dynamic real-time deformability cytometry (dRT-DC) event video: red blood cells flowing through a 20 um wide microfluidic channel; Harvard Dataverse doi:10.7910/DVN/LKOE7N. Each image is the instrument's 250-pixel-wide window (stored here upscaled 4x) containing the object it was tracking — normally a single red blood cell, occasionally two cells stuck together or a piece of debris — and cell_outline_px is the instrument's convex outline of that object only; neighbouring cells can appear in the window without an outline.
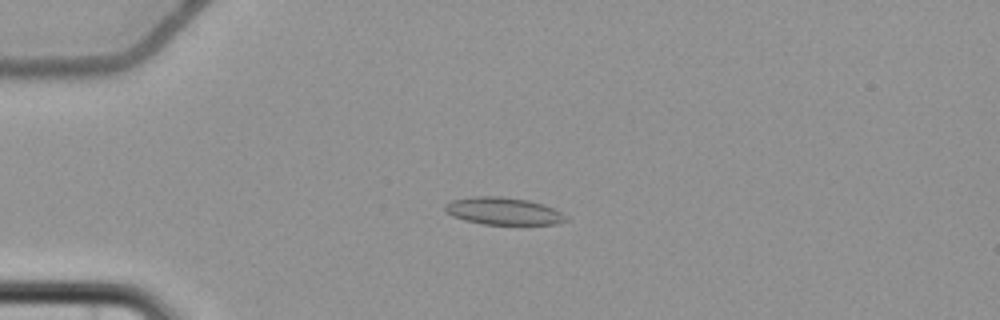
{"species": "common noctule bat (a hibernating species)", "species_latin": "Nyctalus noctula", "temperature_condition": "cold", "stored_images_in_passage": 6, "camera_frame_rate_fps": 3000, "um_per_image_px": 0.085, "animal": {"sex": "female", "body_mass_g": 22.7, "forearm_length_mm": 54.2}, "frame": {"image": 1, "passage_image": 5, "time_ms": 5.0, "image_size_px": [1000, 320], "cell_outline_px": [[568, 220], [556, 224], [484, 224], [464, 220], [452, 216], [444, 208], [444, 204], [452, 200], [472, 196], [500, 196], [528, 200], [544, 204], [568, 216]], "centroid_in_image_um": [42.78, 17.93], "position_along_channel_um": 42.2, "area_um2": 19.25}}